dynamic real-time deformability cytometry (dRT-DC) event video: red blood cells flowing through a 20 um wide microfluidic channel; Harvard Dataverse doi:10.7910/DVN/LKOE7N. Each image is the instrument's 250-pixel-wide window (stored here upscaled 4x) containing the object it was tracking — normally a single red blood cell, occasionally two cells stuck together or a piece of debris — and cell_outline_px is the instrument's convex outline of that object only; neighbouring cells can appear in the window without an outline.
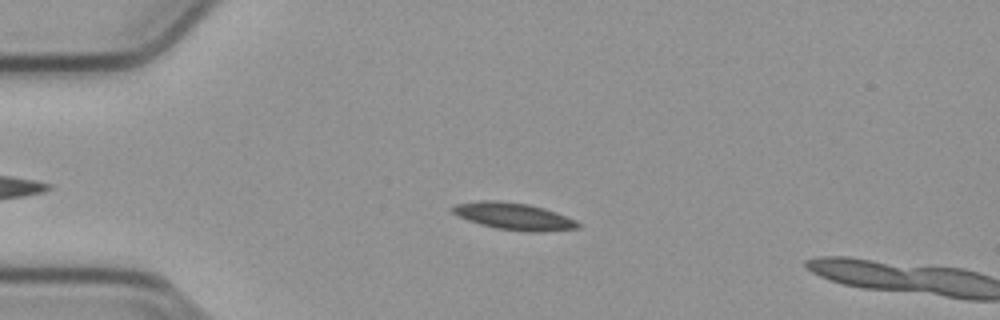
{"species": "common noctule bat (a hibernating species)", "species_latin": "Nyctalus noctula", "temperature_condition": "cold", "stored_images_in_passage": 16, "camera_frame_rate_fps": 3000, "um_per_image_px": 0.085, "animal": {"sex": "male", "body_mass_g": 23.1, "forearm_length_mm": 52.7}, "frame": {"image": 1, "passage_image": 14, "time_ms": 4.333, "image_size_px": [1000, 320], "cell_outline_px": [[580, 228], [544, 232], [528, 232], [496, 228], [480, 224], [468, 220], [452, 212], [452, 208], [456, 204], [476, 200], [500, 200], [528, 204], [544, 208], [556, 212], [576, 220], [580, 224]], "centroid_in_image_um": [43.7, 18.38], "position_along_channel_um": 41.3, "area_um2": 19.83}}